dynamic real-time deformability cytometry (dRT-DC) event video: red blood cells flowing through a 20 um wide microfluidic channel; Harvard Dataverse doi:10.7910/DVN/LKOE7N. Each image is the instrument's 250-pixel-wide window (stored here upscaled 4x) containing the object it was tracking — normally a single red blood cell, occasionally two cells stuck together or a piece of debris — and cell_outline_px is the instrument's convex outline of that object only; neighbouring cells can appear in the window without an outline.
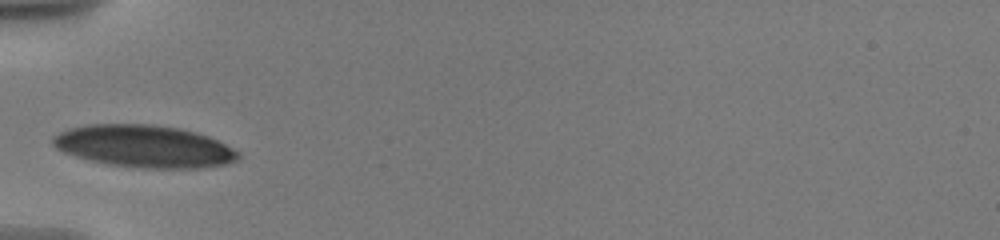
{"species": "human", "species_latin": "Homo sapiens", "temperature_condition": "warm", "stored_images_in_passage": 53, "camera_frame_rate_fps": 3000, "um_per_image_px": 0.085, "donor": {"sex": "male"}, "frame": {"image": 1, "passage_image": 1, "time_ms": 0.0, "image_size_px": [1000, 240], "cell_outline_px": [[240, 160], [228, 164], [204, 168], [140, 168], [104, 164], [76, 156], [64, 152], [56, 148], [52, 144], [52, 136], [68, 128], [88, 124], [152, 124], [180, 128], [196, 132], [208, 136], [240, 152]], "centroid_in_image_um": [12.26, 12.44], "position_along_channel_um": 72.7, "area_um2": 46.07}}
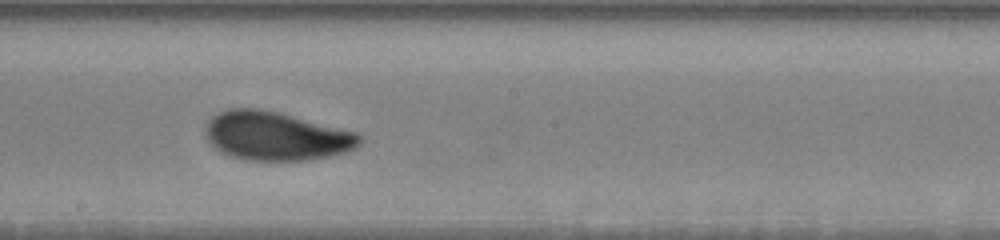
{"frame": {"image": 2, "passage_image": 24, "time_ms": 4.333, "image_size_px": [1000, 240], "cell_outline_px": [[364, 140], [356, 148], [348, 152], [332, 156], [304, 160], [244, 160], [220, 152], [208, 140], [204, 132], [204, 128], [208, 120], [212, 116], [228, 108], [260, 108], [280, 112], [356, 132]], "centroid_in_image_um": [23.47, 11.55], "position_along_channel_um": 224.7, "area_um2": 44.1}}
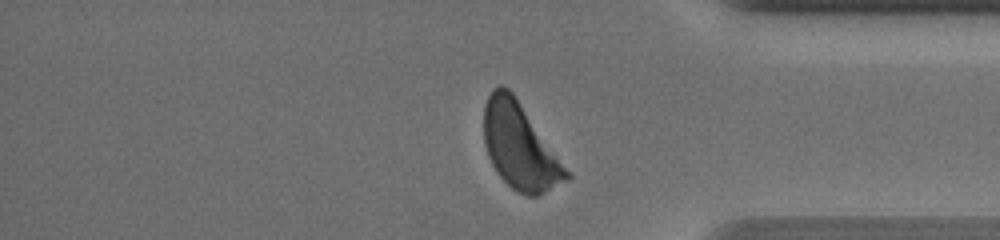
{"frame": {"image": 3, "passage_image": 47, "time_ms": 9.333, "image_size_px": [1000, 240], "cell_outline_px": [[572, 176], [568, 180], [536, 196], [528, 196], [516, 192], [496, 172], [488, 156], [484, 144], [484, 104], [492, 88], [500, 84], [508, 88], [512, 92]], "centroid_in_image_um": [44.15, 12.44], "position_along_channel_um": 391.1, "area_um2": 40.69}, "authors_computed_cell_mechanics": {"area_um2": 43.5812, "velocity_mm_per_s": 3.5195, "shape_relaxation_time_tau1_ms": 3.2313, "shape_relaxation_time_tau2_ms": null, "deformation_change_tau1": 0.1404, "deformation_change_tau2": null}}